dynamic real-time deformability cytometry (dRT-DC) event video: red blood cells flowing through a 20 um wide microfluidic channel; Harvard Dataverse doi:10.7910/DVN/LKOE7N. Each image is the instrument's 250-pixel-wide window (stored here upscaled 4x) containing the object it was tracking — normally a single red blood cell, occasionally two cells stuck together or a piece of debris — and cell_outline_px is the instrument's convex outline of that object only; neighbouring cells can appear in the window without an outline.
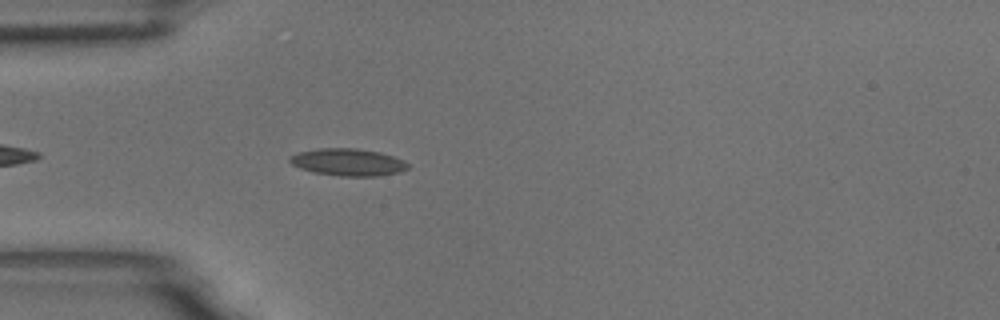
{"species": "common noctule bat (a hibernating species)", "species_latin": "Nyctalus noctula", "temperature_condition": "room temperature", "stored_images_in_passage": 44, "camera_frame_rate_fps": 3000, "um_per_image_px": 0.085, "animal": {"sex": "male", "body_mass_g": 18.8}, "frame": {"image": 1, "passage_image": 5, "time_ms": 1.333, "image_size_px": [1000, 320], "cell_outline_px": [[408, 168], [400, 172], [376, 176], [340, 176], [312, 172], [300, 168], [292, 164], [288, 160], [288, 156], [296, 152], [320, 148], [356, 148], [380, 152], [404, 160], [408, 164]], "centroid_in_image_um": [29.54, 13.78], "position_along_channel_um": 55.5, "area_um2": 18.84}}
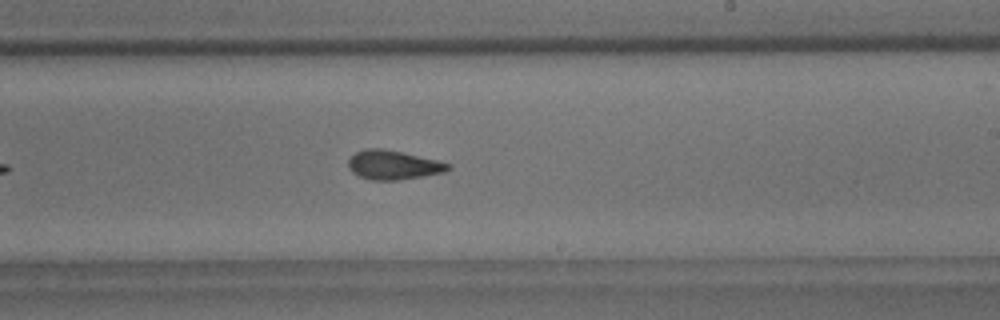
{"frame": {"image": 2, "passage_image": 22, "time_ms": 7.0, "image_size_px": [1000, 320], "cell_outline_px": [[452, 168], [444, 172], [424, 176], [396, 180], [372, 180], [360, 176], [352, 172], [348, 168], [348, 160], [356, 152], [364, 148], [380, 148], [400, 152], [436, 160], [452, 164]], "centroid_in_image_um": [33.42, 14.02], "position_along_channel_um": 255.6, "area_um2": 16.82}}
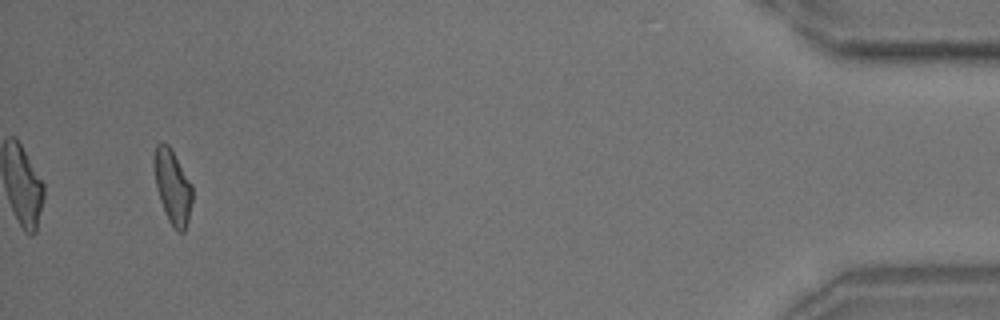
{"frame": {"image": 3, "passage_image": 42, "time_ms": 13.667, "image_size_px": [1000, 320], "cell_outline_px": [[192, 200], [188, 220], [184, 232], [176, 232], [168, 220], [160, 200], [156, 188], [152, 164], [152, 160], [156, 144], [168, 144], [192, 184]], "centroid_in_image_um": [14.64, 15.88], "position_along_channel_um": 420.6, "area_um2": 16.59}, "authors_computed_cell_mechanics": {"area_um2": 16.8776, "velocity_mm_per_s": 3.6229, "shape_relaxation_time_tau1_ms": 5.2185, "shape_relaxation_time_tau2_ms": 2.1886, "deformation_change_tau1": 0.1312, "deformation_change_tau2": 0.0933}}